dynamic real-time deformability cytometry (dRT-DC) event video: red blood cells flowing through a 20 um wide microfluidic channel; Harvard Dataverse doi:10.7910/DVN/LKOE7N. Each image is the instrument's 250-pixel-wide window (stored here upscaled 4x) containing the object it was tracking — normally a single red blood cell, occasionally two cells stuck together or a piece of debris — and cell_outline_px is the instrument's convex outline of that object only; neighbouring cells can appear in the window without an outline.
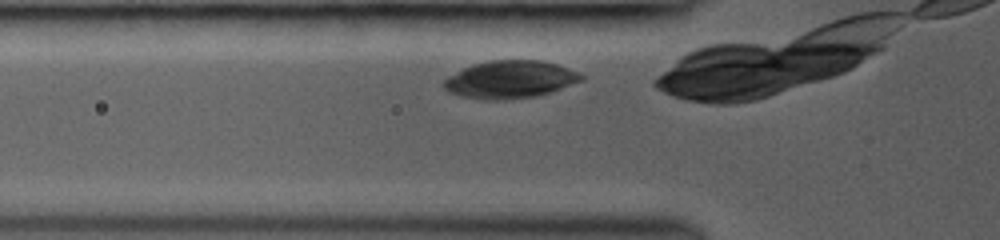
{"species": "common noctule bat (a hibernating species)", "species_latin": "Nyctalus noctula", "temperature_condition": "room temperature", "stored_images_in_passage": 23, "camera_frame_rate_fps": 3000, "um_per_image_px": 0.085, "animal": {"sex": "female", "body_mass_g": 19.0, "forearm_length_mm": 53.3}, "frame": {"image": 1, "passage_image": 4, "time_ms": 0.333, "image_size_px": [1000, 240], "cell_outline_px": [[584, 80], [552, 92], [536, 96], [508, 100], [480, 100], [460, 96], [448, 92], [440, 84], [448, 76], [472, 64], [488, 60], [540, 60], [556, 64], [580, 72], [584, 76]], "centroid_in_image_um": [43.35, 6.77], "position_along_channel_um": 82.5, "area_um2": 30.63}}
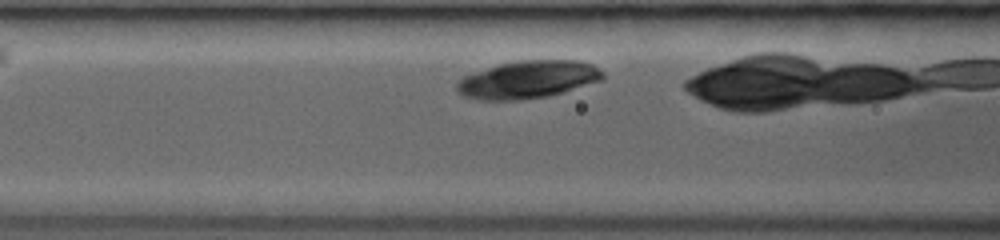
{"frame": {"image": 2, "passage_image": 11, "time_ms": 1.333, "image_size_px": [1000, 240], "cell_outline_px": [[604, 80], [564, 92], [548, 96], [520, 100], [476, 100], [464, 96], [456, 88], [456, 80], [464, 76], [500, 64], [520, 60], [576, 60], [592, 64], [600, 68], [604, 72]], "centroid_in_image_um": [44.91, 6.77], "position_along_channel_um": 121.7, "area_um2": 32.19}}